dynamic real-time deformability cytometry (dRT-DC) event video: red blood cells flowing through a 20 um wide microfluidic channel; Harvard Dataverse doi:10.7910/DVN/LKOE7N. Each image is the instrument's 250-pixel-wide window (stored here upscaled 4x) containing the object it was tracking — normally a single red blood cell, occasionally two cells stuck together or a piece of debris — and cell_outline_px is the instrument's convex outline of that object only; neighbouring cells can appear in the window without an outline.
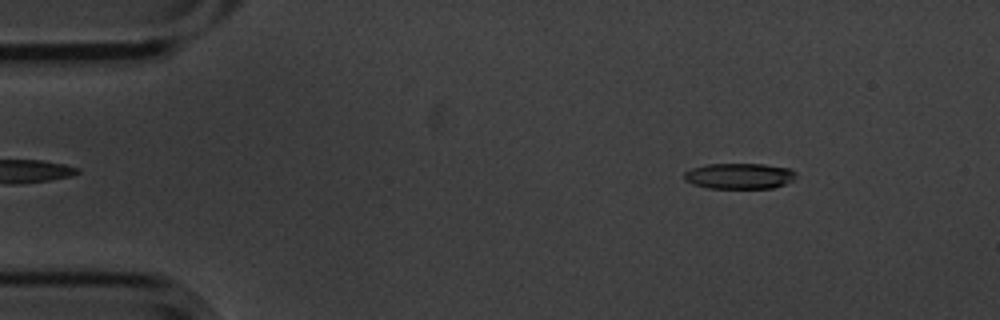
{"species": "common noctule bat (a hibernating species)", "species_latin": "Nyctalus noctula", "temperature_condition": "cold", "stored_images_in_passage": 9, "camera_frame_rate_fps": 3000, "um_per_image_px": 0.085, "animal": {"sex": "male", "body_mass_g": 20.1, "forearm_length_mm": 53.5}, "frame": {"image": 1, "passage_image": 2, "time_ms": 0.333, "image_size_px": [1000, 320], "cell_outline_px": [[796, 176], [792, 180], [784, 184], [772, 188], [708, 188], [692, 184], [684, 180], [684, 172], [692, 168], [708, 164], [764, 164], [792, 168], [796, 172]], "centroid_in_image_um": [62.85, 14.95], "position_along_channel_um": 22.2, "area_um2": 16.88}}
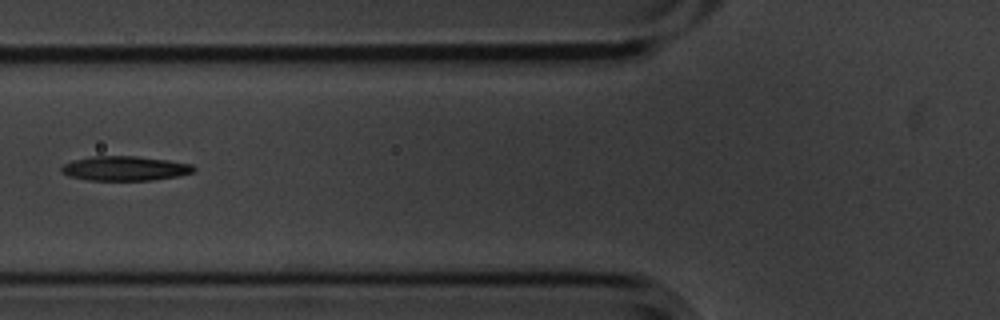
{"frame": {"image": 2, "passage_image": 6, "time_ms": 1.667, "image_size_px": [1000, 320], "cell_outline_px": [[196, 168], [192, 172], [176, 176], [152, 180], [88, 180], [68, 176], [60, 172], [60, 168], [64, 164], [72, 160], [92, 156], [136, 156], [168, 160], [192, 164]], "centroid_in_image_um": [10.57, 14.31], "position_along_channel_um": 115.2, "area_um2": 18.9}}
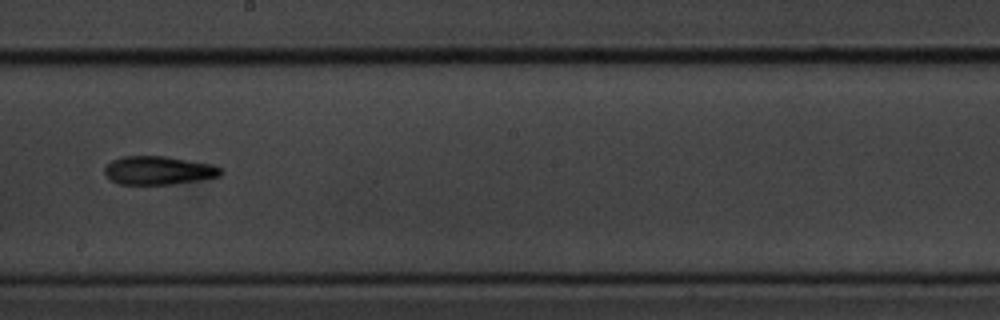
{"frame": {"image": 3, "passage_image": 9, "time_ms": 2.667, "image_size_px": [1000, 320], "cell_outline_px": [[224, 172], [220, 176], [200, 180], [172, 184], [120, 184], [112, 180], [104, 172], [104, 168], [112, 160], [124, 156], [164, 156], [212, 164], [220, 168]], "centroid_in_image_um": [13.5, 14.48], "position_along_channel_um": 234.7, "area_um2": 19.13}}